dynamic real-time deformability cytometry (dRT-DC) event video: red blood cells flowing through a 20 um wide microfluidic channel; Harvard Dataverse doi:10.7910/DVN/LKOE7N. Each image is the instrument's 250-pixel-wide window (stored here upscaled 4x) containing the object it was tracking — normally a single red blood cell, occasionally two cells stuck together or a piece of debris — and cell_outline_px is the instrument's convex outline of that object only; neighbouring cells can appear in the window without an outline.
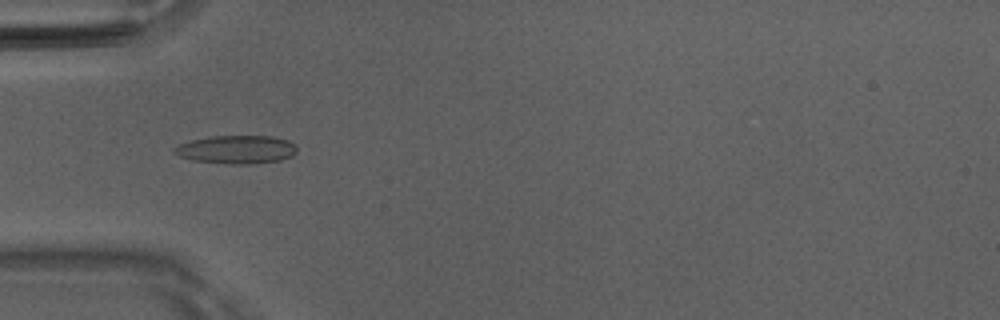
{"species": "Egyptian fruit bat (a non-hibernating species)", "species_latin": "Rousettus aegyptiacus", "temperature_condition": "room temperature", "stored_images_in_passage": 39, "camera_frame_rate_fps": 3000, "um_per_image_px": 0.085, "animal": {"sex": "male"}, "frame": {"image": 1, "passage_image": 5, "time_ms": 1.333, "image_size_px": [1000, 320], "cell_outline_px": [[296, 152], [292, 156], [280, 160], [248, 164], [228, 164], [192, 160], [180, 156], [172, 152], [172, 148], [180, 144], [192, 140], [212, 136], [272, 136], [288, 140], [296, 144]], "centroid_in_image_um": [20.11, 12.71], "position_along_channel_um": 64.9, "area_um2": 20.23}}
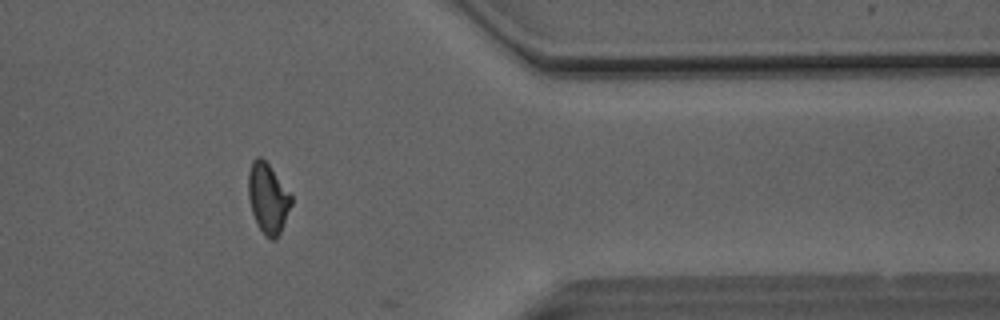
{"frame": {"image": 2, "passage_image": 30, "time_ms": 9.667, "image_size_px": [1000, 320], "cell_outline_px": [[292, 204], [280, 232], [276, 240], [272, 240], [264, 236], [252, 212], [248, 196], [248, 172], [252, 160], [256, 156], [260, 156], [268, 164], [292, 196]], "centroid_in_image_um": [22.76, 16.85], "position_along_channel_um": 388.6, "area_um2": 17.4}}
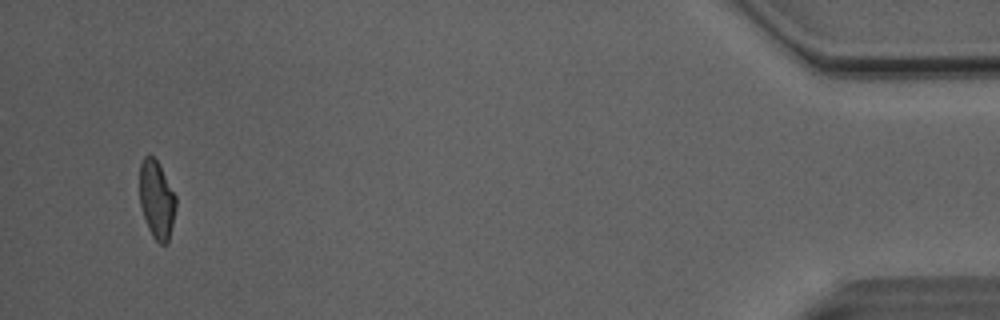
{"frame": {"image": 3, "passage_image": 37, "time_ms": 12.0, "image_size_px": [1000, 320], "cell_outline_px": [[176, 208], [168, 240], [164, 244], [160, 244], [152, 236], [148, 228], [140, 204], [140, 164], [144, 156], [152, 156], [156, 160], [176, 196]], "centroid_in_image_um": [13.31, 16.97], "position_along_channel_um": 421.9, "area_um2": 16.13}, "authors_computed_cell_mechanics": {"area_um2": 17.34, "velocity_mm_per_s": 4.1135, "shape_relaxation_time_tau1_ms": 5.2487, "shape_relaxation_time_tau2_ms": 2.8112, "deformation_change_tau1": 0.1717, "deformation_change_tau2": 0.0993}}